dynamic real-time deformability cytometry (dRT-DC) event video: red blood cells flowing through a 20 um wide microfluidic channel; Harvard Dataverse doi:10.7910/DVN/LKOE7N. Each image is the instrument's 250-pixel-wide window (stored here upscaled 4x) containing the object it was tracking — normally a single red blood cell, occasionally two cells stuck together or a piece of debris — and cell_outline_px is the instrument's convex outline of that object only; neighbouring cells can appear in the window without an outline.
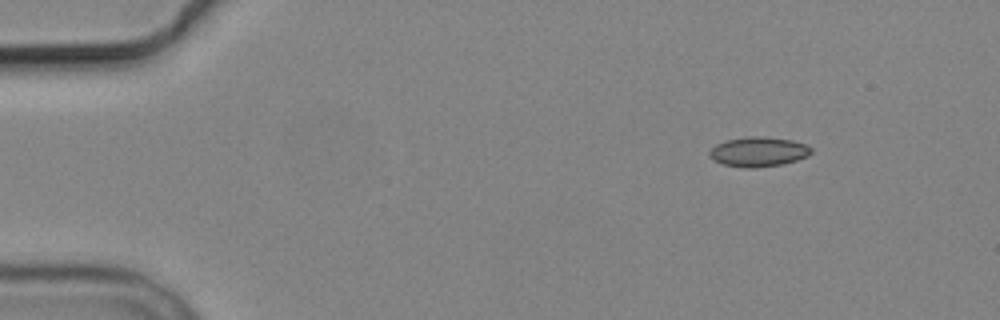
{"species": "common noctule bat (a hibernating species)", "species_latin": "Nyctalus noctula", "temperature_condition": "cold", "stored_images_in_passage": 10, "camera_frame_rate_fps": 3000, "um_per_image_px": 0.085, "animal": {"sex": "male", "body_mass_g": 19.2, "forearm_length_mm": 51.8}, "frame": {"image": 1, "passage_image": 1, "time_ms": 0.0, "image_size_px": [1000, 320], "cell_outline_px": [[812, 152], [808, 156], [784, 164], [752, 168], [744, 168], [724, 164], [712, 160], [708, 156], [708, 152], [716, 144], [724, 140], [748, 136], [764, 136], [792, 140], [808, 144], [812, 148]], "centroid_in_image_um": [64.46, 12.89], "position_along_channel_um": 20.5, "area_um2": 17.92}}
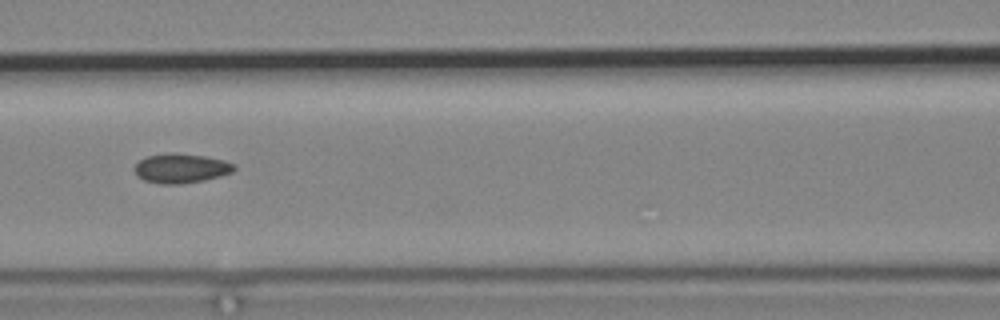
{"frame": {"image": 2, "passage_image": 6, "time_ms": 6.0, "image_size_px": [1000, 320], "cell_outline_px": [[236, 168], [232, 172], [220, 176], [204, 180], [180, 184], [160, 184], [144, 180], [136, 176], [132, 168], [140, 160], [148, 156], [172, 152], [176, 152], [204, 156], [224, 160], [236, 164]], "centroid_in_image_um": [15.37, 14.3], "position_along_channel_um": 151.2, "area_um2": 17.28}}
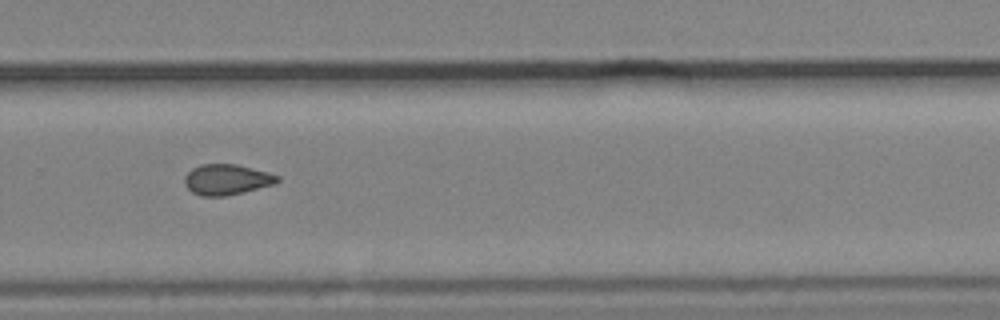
{"frame": {"image": 3, "passage_image": 10, "time_ms": 10.333, "image_size_px": [1000, 320], "cell_outline_px": [[280, 180], [276, 184], [228, 196], [200, 196], [192, 192], [184, 184], [184, 176], [192, 168], [200, 164], [236, 164], [268, 172], [280, 176]], "centroid_in_image_um": [19.28, 15.27], "position_along_channel_um": 310.5, "area_um2": 16.76}}